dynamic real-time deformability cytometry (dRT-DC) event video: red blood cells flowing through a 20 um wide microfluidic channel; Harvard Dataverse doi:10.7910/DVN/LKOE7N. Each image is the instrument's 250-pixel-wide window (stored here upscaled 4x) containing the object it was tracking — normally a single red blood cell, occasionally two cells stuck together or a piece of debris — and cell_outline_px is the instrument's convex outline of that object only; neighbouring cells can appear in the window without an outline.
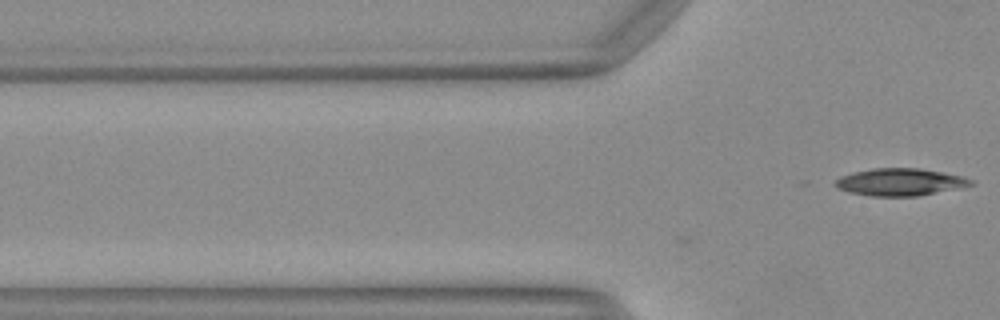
{"species": "Egyptian fruit bat (a non-hibernating species)", "species_latin": "Rousettus aegyptiacus", "temperature_condition": "warm", "stored_images_in_passage": 2, "camera_frame_rate_fps": 3000, "um_per_image_px": 0.085, "animal": {"sex": "female"}, "frame": {"image": 1, "passage_image": 2, "time_ms": 0.333, "image_size_px": [1000, 320], "cell_outline_px": [[976, 184], [916, 196], [872, 196], [848, 192], [836, 188], [836, 180], [840, 176], [852, 172], [872, 168], [920, 168], [964, 176], [972, 180]], "centroid_in_image_um": [76.49, 15.46], "position_along_channel_um": 49.3, "area_um2": 21.5}}